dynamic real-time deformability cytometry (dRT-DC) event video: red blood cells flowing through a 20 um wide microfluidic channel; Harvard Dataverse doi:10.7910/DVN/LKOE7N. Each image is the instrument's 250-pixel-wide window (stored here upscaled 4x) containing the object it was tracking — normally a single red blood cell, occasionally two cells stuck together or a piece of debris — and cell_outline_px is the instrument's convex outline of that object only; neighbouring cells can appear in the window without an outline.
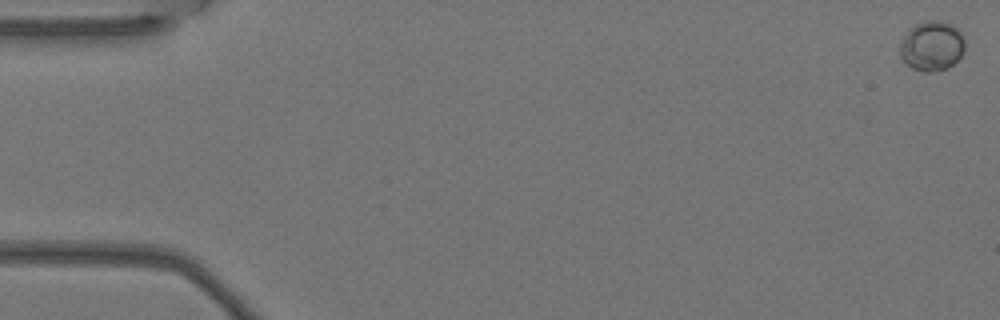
{"species": "Egyptian fruit bat (a non-hibernating species)", "species_latin": "Rousettus aegyptiacus", "temperature_condition": "warm", "stored_images_in_passage": 5, "camera_frame_rate_fps": 3000, "um_per_image_px": 0.085, "animal": {"sex": "female"}, "frame": {"image": 1, "passage_image": 1, "time_ms": 0.0, "image_size_px": [1000, 320], "cell_outline_px": [[964, 52], [948, 68], [932, 72], [924, 72], [912, 68], [900, 56], [900, 40], [916, 24], [928, 20], [940, 20], [952, 24], [964, 36]], "centroid_in_image_um": [79.22, 3.9], "position_along_channel_um": 5.8, "area_um2": 18.79}}
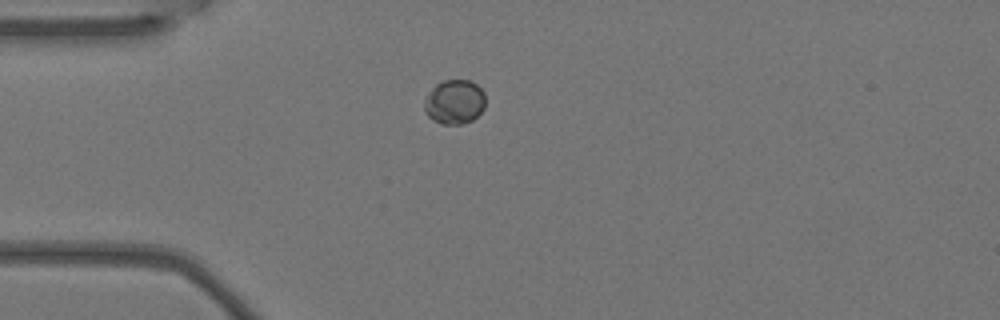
{"frame": {"image": 2, "passage_image": 5, "time_ms": 1.333, "image_size_px": [1000, 320], "cell_outline_px": [[484, 108], [472, 120], [460, 124], [440, 124], [432, 120], [424, 112], [424, 100], [428, 92], [436, 84], [444, 80], [468, 80], [476, 84], [484, 92]], "centroid_in_image_um": [38.6, 8.67], "position_along_channel_um": 46.4, "area_um2": 15.84}}